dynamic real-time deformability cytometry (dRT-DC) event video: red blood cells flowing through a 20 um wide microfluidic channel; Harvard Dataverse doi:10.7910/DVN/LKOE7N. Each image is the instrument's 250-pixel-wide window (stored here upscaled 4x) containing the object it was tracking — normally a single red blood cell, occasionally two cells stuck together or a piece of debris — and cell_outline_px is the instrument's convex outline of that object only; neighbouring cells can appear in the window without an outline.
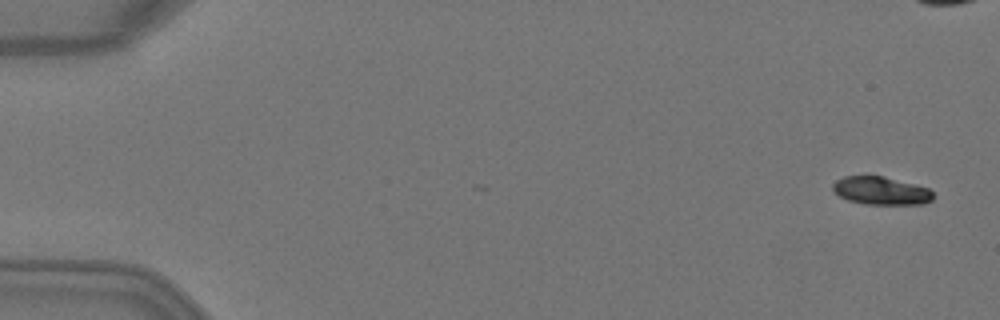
{"species": "Egyptian fruit bat (a non-hibernating species)", "species_latin": "Rousettus aegyptiacus", "temperature_condition": "warm", "stored_images_in_passage": 7, "camera_frame_rate_fps": 3000, "um_per_image_px": 0.085, "animal": {"sex": "female"}, "frame": {"image": 1, "passage_image": 1, "time_ms": 0.0, "image_size_px": [1000, 320], "cell_outline_px": [[932, 200], [924, 204], [864, 204], [848, 200], [840, 196], [832, 188], [832, 184], [836, 180], [844, 176], [884, 176], [928, 188], [932, 192]], "centroid_in_image_um": [74.87, 16.21], "position_along_channel_um": 10.1, "area_um2": 16.24}}